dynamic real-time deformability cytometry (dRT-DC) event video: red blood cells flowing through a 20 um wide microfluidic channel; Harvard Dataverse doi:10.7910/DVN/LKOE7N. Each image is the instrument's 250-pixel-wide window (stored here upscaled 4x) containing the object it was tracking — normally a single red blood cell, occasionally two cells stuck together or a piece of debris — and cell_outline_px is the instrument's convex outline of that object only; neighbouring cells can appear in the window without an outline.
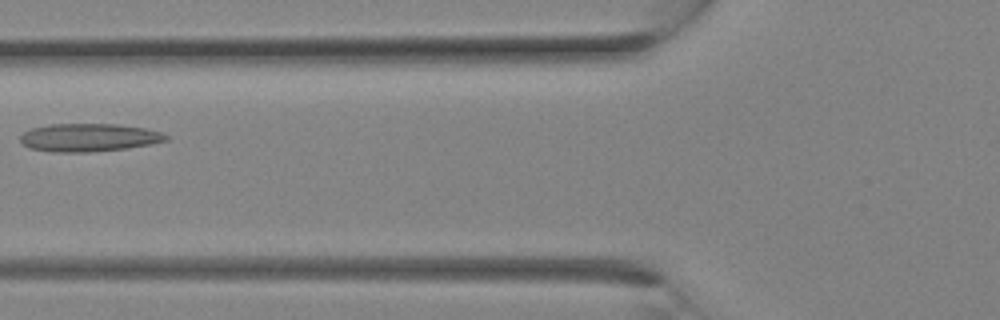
{"species": "Egyptian fruit bat (a non-hibernating species)", "species_latin": "Rousettus aegyptiacus", "temperature_condition": "room temperature", "stored_images_in_passage": 27, "camera_frame_rate_fps": 3000, "um_per_image_px": 0.085, "animal": {"sex": "female"}, "frame": {"image": 1, "passage_image": 10, "time_ms": 3.0, "image_size_px": [1000, 320], "cell_outline_px": [[168, 140], [128, 148], [92, 152], [56, 152], [28, 148], [20, 140], [20, 136], [24, 132], [32, 128], [52, 124], [116, 124], [144, 128], [160, 132], [168, 136]], "centroid_in_image_um": [7.54, 11.69], "position_along_channel_um": 118.3, "area_um2": 23.64}}
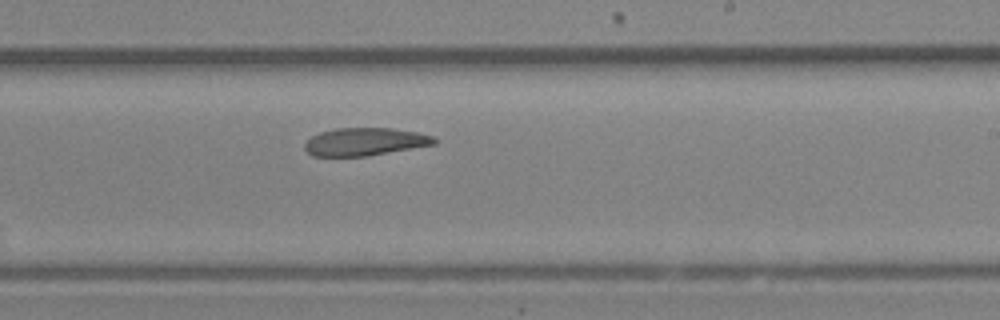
{"frame": {"image": 2, "passage_image": 16, "time_ms": 5.0, "image_size_px": [1000, 320], "cell_outline_px": [[436, 144], [368, 156], [312, 156], [304, 148], [304, 144], [312, 136], [320, 132], [336, 128], [392, 128], [416, 132], [432, 136], [436, 140]], "centroid_in_image_um": [31.0, 12.05], "position_along_channel_um": 258.0, "area_um2": 20.92}}
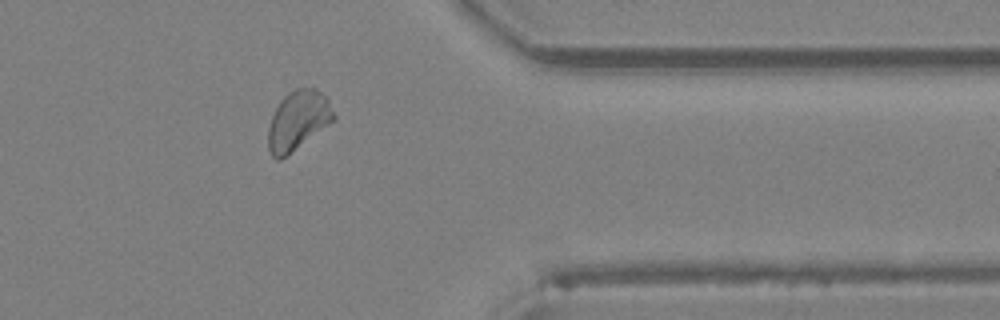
{"frame": {"image": 3, "passage_image": 22, "time_ms": 7.0, "image_size_px": [1000, 320], "cell_outline_px": [[336, 120], [280, 160], [276, 160], [268, 152], [268, 128], [272, 116], [280, 100], [288, 92], [296, 88], [316, 88], [328, 100], [336, 116]], "centroid_in_image_um": [25.33, 10.25], "position_along_channel_um": 386.1, "area_um2": 22.66}}